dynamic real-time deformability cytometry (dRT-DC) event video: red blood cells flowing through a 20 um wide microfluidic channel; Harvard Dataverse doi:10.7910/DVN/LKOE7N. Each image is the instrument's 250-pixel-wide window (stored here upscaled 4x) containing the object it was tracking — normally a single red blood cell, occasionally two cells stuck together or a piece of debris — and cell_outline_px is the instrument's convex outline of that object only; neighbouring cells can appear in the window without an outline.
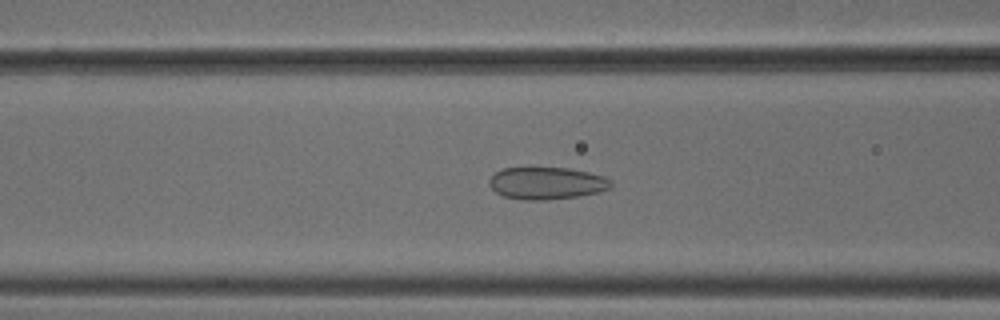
{"species": "common noctule bat (a hibernating species)", "species_latin": "Nyctalus noctula", "temperature_condition": "cold", "stored_images_in_passage": 33, "camera_frame_rate_fps": 3000, "um_per_image_px": 0.085, "animal": {"sex": "male", "body_mass_g": 18.8}, "frame": {"image": 1, "passage_image": 7, "time_ms": 2.0, "image_size_px": [1000, 320], "cell_outline_px": [[612, 184], [608, 188], [600, 192], [580, 196], [544, 200], [524, 200], [504, 196], [496, 192], [488, 184], [488, 180], [496, 172], [504, 168], [568, 168], [588, 172], [604, 176], [612, 180]], "centroid_in_image_um": [46.48, 15.57], "position_along_channel_um": 120.1, "area_um2": 22.83}}
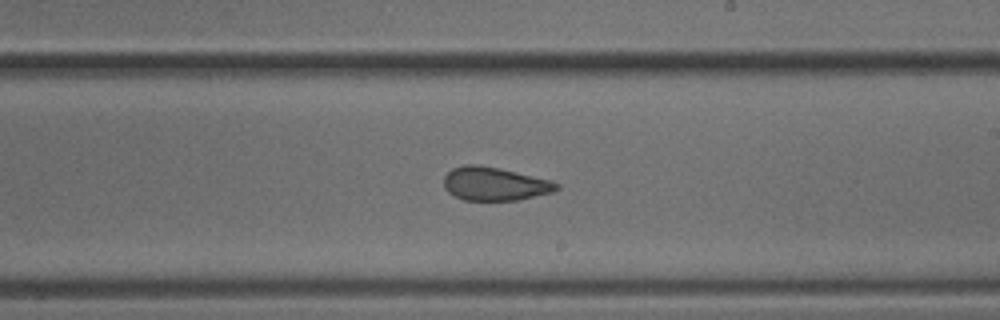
{"frame": {"image": 2, "passage_image": 17, "time_ms": 5.333, "image_size_px": [1000, 320], "cell_outline_px": [[560, 188], [552, 192], [520, 200], [464, 200], [448, 192], [444, 188], [444, 176], [452, 168], [464, 164], [476, 164], [496, 168], [548, 180], [560, 184]], "centroid_in_image_um": [42.01, 15.64], "position_along_channel_um": 247.0, "area_um2": 21.68}}
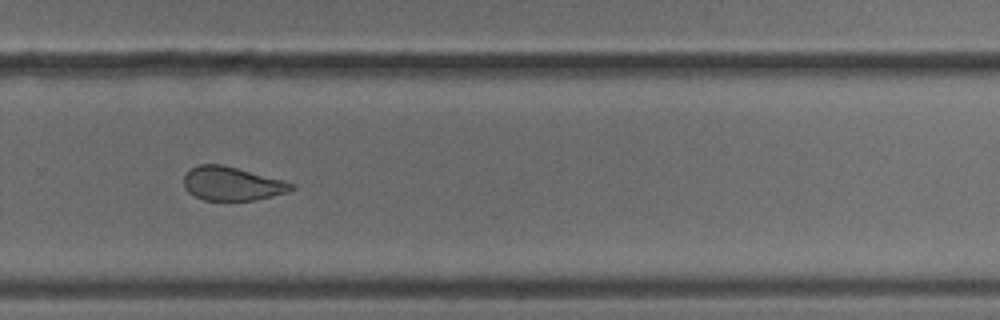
{"frame": {"image": 3, "passage_image": 22, "time_ms": 7.0, "image_size_px": [1000, 320], "cell_outline_px": [[296, 188], [288, 192], [272, 196], [252, 200], [204, 200], [188, 192], [184, 184], [184, 176], [188, 168], [200, 164], [220, 164], [284, 180], [296, 184]], "centroid_in_image_um": [19.73, 15.6], "position_along_channel_um": 310.1, "area_um2": 21.1}, "authors_computed_cell_mechanics": {"area_um2": 22.5998, "velocity_mm_per_s": 3.7982, "shape_relaxation_time_tau1_ms": null, "shape_relaxation_time_tau2_ms": 2.308, "deformation_change_tau1": null, "deformation_change_tau2": 0.0766}}